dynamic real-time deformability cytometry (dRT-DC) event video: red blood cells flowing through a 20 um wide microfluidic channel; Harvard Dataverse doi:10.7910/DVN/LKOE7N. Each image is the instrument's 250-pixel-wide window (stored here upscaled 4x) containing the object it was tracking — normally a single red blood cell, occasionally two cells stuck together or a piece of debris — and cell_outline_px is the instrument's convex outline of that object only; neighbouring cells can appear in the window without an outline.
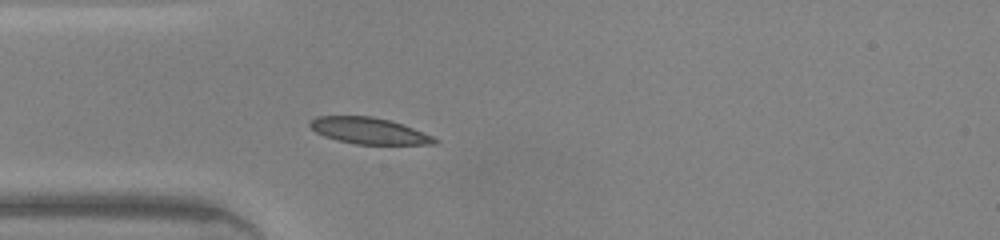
{"species": "common noctule bat (a hibernating species)", "species_latin": "Nyctalus noctula", "temperature_condition": "warm", "stored_images_in_passage": 34, "camera_frame_rate_fps": 3000, "um_per_image_px": 0.085, "animal": {"sex": "male", "body_mass_g": 20.0, "forearm_length_mm": 53.3}, "frame": {"image": 1, "passage_image": 1, "time_ms": 0.0, "image_size_px": [1000, 240], "cell_outline_px": [[440, 140], [436, 144], [356, 144], [336, 140], [324, 136], [316, 132], [308, 124], [316, 116], [372, 116], [388, 120], [412, 128], [432, 136]], "centroid_in_image_um": [31.34, 11.12], "position_along_channel_um": 53.7, "area_um2": 18.9}}
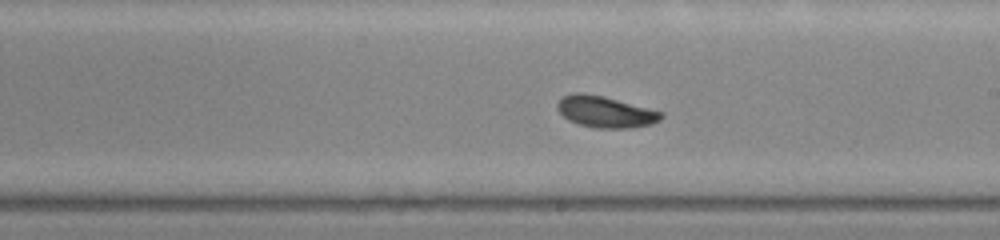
{"frame": {"image": 2, "passage_image": 14, "time_ms": 4.333, "image_size_px": [1000, 240], "cell_outline_px": [[664, 116], [660, 120], [652, 124], [632, 128], [596, 128], [580, 124], [568, 120], [556, 108], [556, 104], [564, 96], [572, 92], [580, 92], [604, 96], [664, 112]], "centroid_in_image_um": [51.48, 9.5], "position_along_channel_um": 237.5, "area_um2": 19.07}}
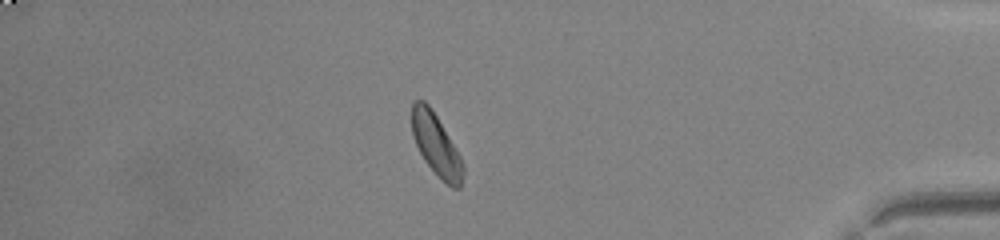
{"frame": {"image": 3, "passage_image": 28, "time_ms": 9.0, "image_size_px": [1000, 240], "cell_outline_px": [[464, 172], [460, 188], [452, 188], [424, 160], [412, 136], [412, 100], [424, 100], [432, 108], [460, 156], [464, 164]], "centroid_in_image_um": [37.06, 12.27], "position_along_channel_um": 398.1, "area_um2": 18.09}, "authors_computed_cell_mechanics": {"area_um2": 18.6983, "velocity_mm_per_s": 4.3425, "shape_relaxation_time_tau1_ms": 3.6508, "shape_relaxation_time_tau2_ms": 3.7186, "deformation_change_tau1": 0.124, "deformation_change_tau2": 0.0592}}